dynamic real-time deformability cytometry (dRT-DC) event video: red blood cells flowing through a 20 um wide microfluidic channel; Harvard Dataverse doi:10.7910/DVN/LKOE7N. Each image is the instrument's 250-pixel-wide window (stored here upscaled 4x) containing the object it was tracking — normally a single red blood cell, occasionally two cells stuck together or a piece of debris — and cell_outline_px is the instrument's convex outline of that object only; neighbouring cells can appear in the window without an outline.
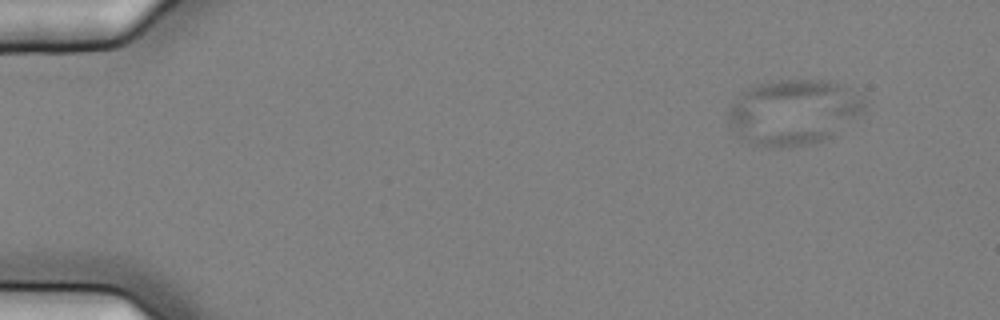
{"species": "common noctule bat (a hibernating species)", "species_latin": "Nyctalus noctula", "temperature_condition": "cold", "stored_images_in_passage": 10, "camera_frame_rate_fps": 3000, "um_per_image_px": 0.085, "animal": {"sex": "female", "body_mass_g": 25.1}, "frame": {"image": 1, "passage_image": 1, "time_ms": 0.0, "image_size_px": [1000, 320], "cell_outline_px": [[864, 112], [832, 136], [816, 144], [788, 148], [768, 148], [752, 144], [744, 140], [728, 124], [728, 108], [740, 92], [752, 84], [780, 80], [828, 80], [840, 84], [856, 92], [864, 100]], "centroid_in_image_um": [67.41, 9.54], "position_along_channel_um": 17.6, "area_um2": 52.66}}
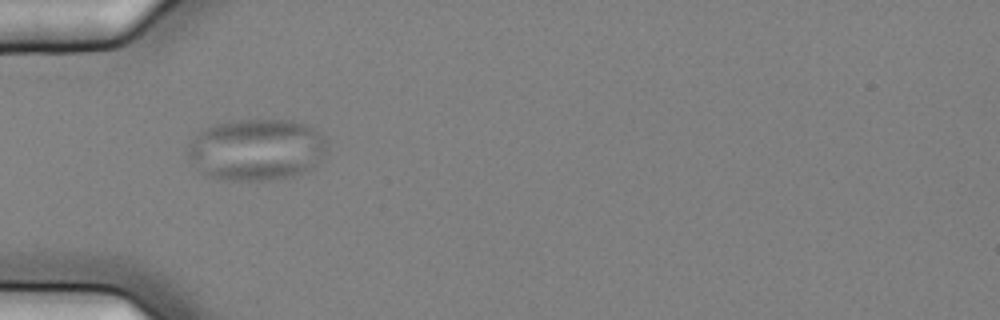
{"frame": {"image": 2, "passage_image": 5, "time_ms": 1.333, "image_size_px": [1000, 320], "cell_outline_px": [[324, 152], [308, 172], [292, 176], [268, 180], [224, 180], [204, 176], [200, 172], [188, 156], [188, 144], [204, 128], [212, 124], [232, 120], [292, 120], [308, 124], [316, 128], [324, 136]], "centroid_in_image_um": [21.77, 12.71], "position_along_channel_um": 63.2, "area_um2": 50.23}}
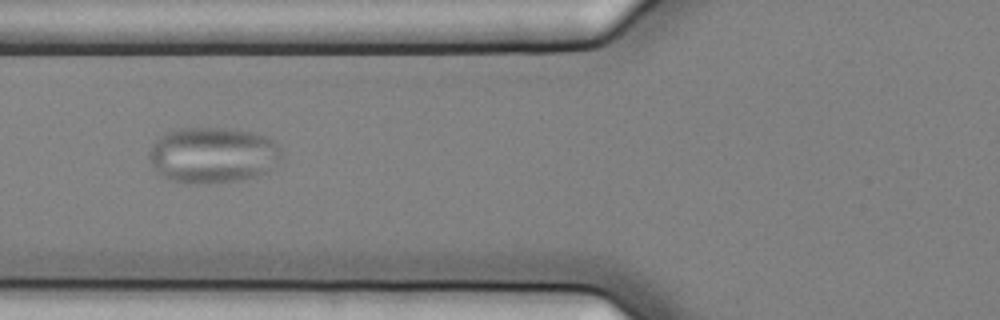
{"frame": {"image": 3, "passage_image": 6, "time_ms": 1.667, "image_size_px": [1000, 320], "cell_outline_px": [[280, 156], [264, 172], [256, 176], [240, 180], [192, 184], [184, 184], [160, 176], [152, 168], [148, 156], [148, 152], [152, 144], [156, 140], [168, 132], [180, 128], [224, 128], [252, 132], [268, 136], [280, 148]], "centroid_in_image_um": [18.0, 13.18], "position_along_channel_um": 107.8, "area_um2": 42.95}}